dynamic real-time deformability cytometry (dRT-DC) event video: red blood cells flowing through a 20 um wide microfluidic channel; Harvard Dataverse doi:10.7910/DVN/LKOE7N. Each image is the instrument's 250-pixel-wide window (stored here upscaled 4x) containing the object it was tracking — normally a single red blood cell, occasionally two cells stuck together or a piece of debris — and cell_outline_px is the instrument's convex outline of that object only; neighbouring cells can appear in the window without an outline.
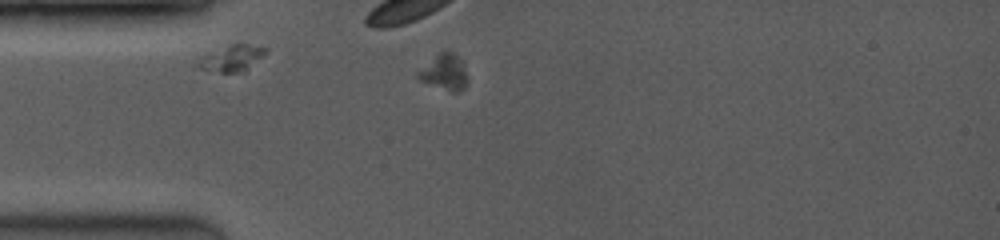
{"species": "common noctule bat (a hibernating species)", "species_latin": "Nyctalus noctula", "temperature_condition": "room temperature", "stored_images_in_passage": 9, "camera_frame_rate_fps": 3500, "um_per_image_px": 0.085, "animal": {"sex": "female", "body_mass_g": 19.0, "forearm_length_mm": 53.3}, "frame": {"image": 1, "passage_image": 2, "time_ms": 0.571, "image_size_px": [1000, 240], "cell_outline_px": [[468, 80], [464, 88], [456, 92], [452, 92], [420, 80], [416, 76], [416, 72], [440, 52], [452, 52], [460, 60], [468, 76]], "centroid_in_image_um": [37.78, 6.16], "position_along_channel_um": 47.2, "area_um2": 10.0}}